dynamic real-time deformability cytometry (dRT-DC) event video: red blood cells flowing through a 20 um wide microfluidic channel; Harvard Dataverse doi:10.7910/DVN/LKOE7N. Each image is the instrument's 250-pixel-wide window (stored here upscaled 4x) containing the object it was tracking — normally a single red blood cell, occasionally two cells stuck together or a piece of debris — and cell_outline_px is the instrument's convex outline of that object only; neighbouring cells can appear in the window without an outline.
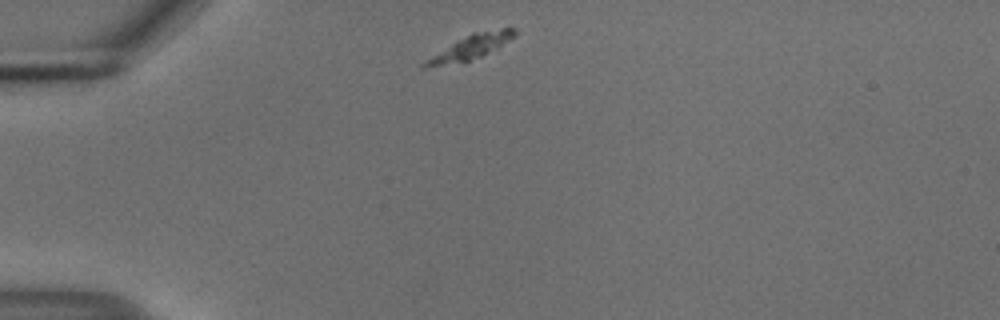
{"species": "common noctule bat (a hibernating species)", "species_latin": "Nyctalus noctula", "temperature_condition": "cold", "stored_images_in_passage": 45, "camera_frame_rate_fps": 3000, "um_per_image_px": 0.085, "animal": {"sex": "male", "body_mass_g": 18.8}, "frame": {"image": 1, "passage_image": 1, "time_ms": 0.0, "image_size_px": [1000, 320], "cell_outline_px": [[516, 36], [480, 56], [468, 60], [420, 68], [420, 64], [432, 56], [472, 32], [500, 28], [516, 28]], "centroid_in_image_um": [40.05, 3.96], "position_along_channel_um": 44.9, "area_um2": 11.96}}
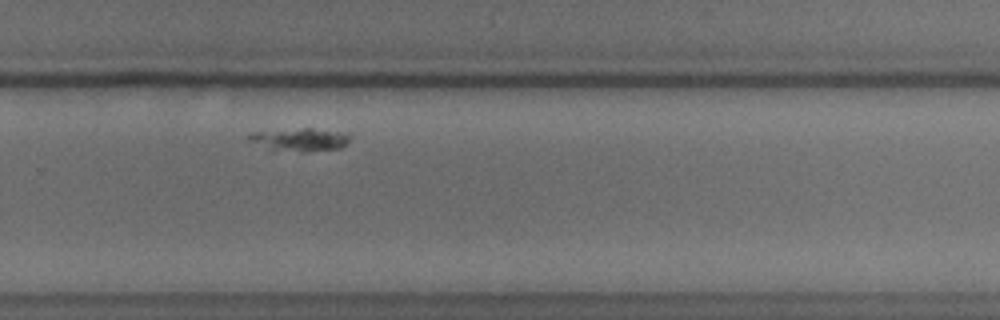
{"frame": {"image": 2, "passage_image": 27, "time_ms": 8.667, "image_size_px": [1000, 320], "cell_outline_px": [[352, 136], [348, 144], [340, 148], [308, 152], [300, 152], [268, 148], [248, 140], [248, 136], [252, 132], [300, 128], [312, 128], [352, 132]], "centroid_in_image_um": [25.64, 11.85], "position_along_channel_um": 304.2, "area_um2": 13.81}}
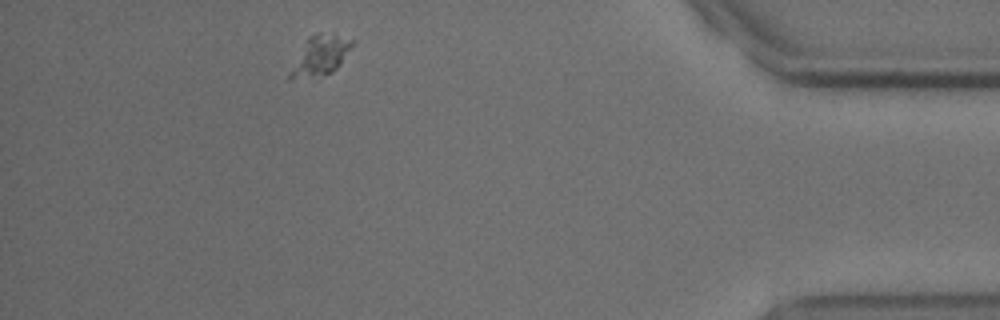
{"frame": {"image": 3, "passage_image": 40, "time_ms": 13.0, "image_size_px": [1000, 320], "cell_outline_px": [[356, 40], [340, 64], [332, 72], [288, 80], [288, 72], [308, 36], [316, 32], [320, 32]], "centroid_in_image_um": [27.2, 4.7], "position_along_channel_um": 408.0, "area_um2": 14.05}}